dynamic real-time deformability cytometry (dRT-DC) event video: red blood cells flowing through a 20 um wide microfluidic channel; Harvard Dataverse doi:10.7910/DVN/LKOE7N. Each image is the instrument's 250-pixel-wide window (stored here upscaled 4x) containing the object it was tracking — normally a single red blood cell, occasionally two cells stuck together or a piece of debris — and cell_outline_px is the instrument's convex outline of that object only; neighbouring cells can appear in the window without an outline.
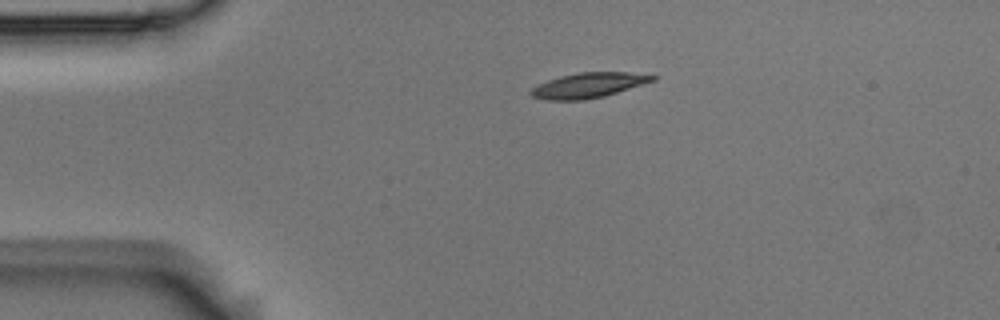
{"species": "Egyptian fruit bat (a non-hibernating species)", "species_latin": "Rousettus aegyptiacus", "temperature_condition": "room temperature", "stored_images_in_passage": 2, "camera_frame_rate_fps": 3000, "um_per_image_px": 0.085, "animal": {"sex": "male"}, "frame": {"image": 1, "passage_image": 1, "time_ms": 0.0, "image_size_px": [1000, 320], "cell_outline_px": [[656, 80], [604, 96], [584, 100], [548, 100], [532, 96], [528, 92], [532, 88], [548, 80], [560, 76], [580, 72], [628, 72], [656, 76]], "centroid_in_image_um": [50.01, 7.25], "position_along_channel_um": 35.0, "area_um2": 17.57}}